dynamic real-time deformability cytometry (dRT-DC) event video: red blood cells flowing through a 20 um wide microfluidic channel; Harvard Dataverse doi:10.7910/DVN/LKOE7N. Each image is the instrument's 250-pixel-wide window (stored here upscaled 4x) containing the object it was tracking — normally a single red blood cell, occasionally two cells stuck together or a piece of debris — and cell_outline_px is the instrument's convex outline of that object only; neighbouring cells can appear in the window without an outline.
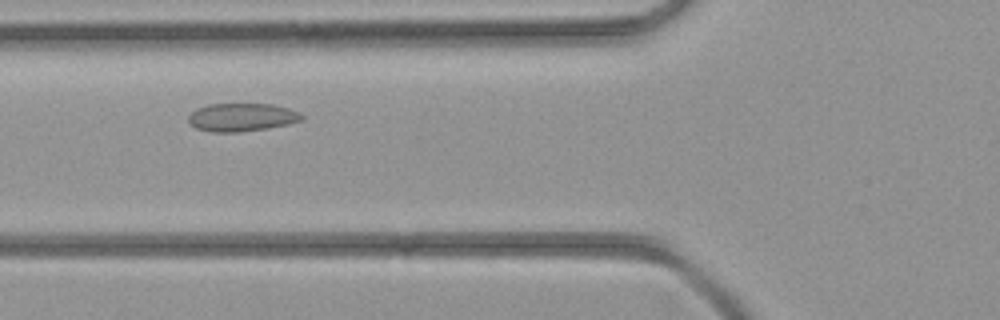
{"species": "common noctule bat (a hibernating species)", "species_latin": "Nyctalus noctula", "temperature_condition": "room temperature", "stored_images_in_passage": 36, "camera_frame_rate_fps": 3000, "um_per_image_px": 0.085, "animal": {"sex": "female", "body_mass_g": 21.9}, "frame": {"image": 1, "passage_image": 9, "time_ms": 2.667, "image_size_px": [1000, 320], "cell_outline_px": [[304, 120], [288, 124], [268, 128], [240, 132], [212, 132], [196, 128], [188, 120], [188, 116], [196, 108], [208, 104], [272, 104], [288, 108], [300, 112], [304, 116]], "centroid_in_image_um": [20.58, 9.96], "position_along_channel_um": 105.2, "area_um2": 18.67}}
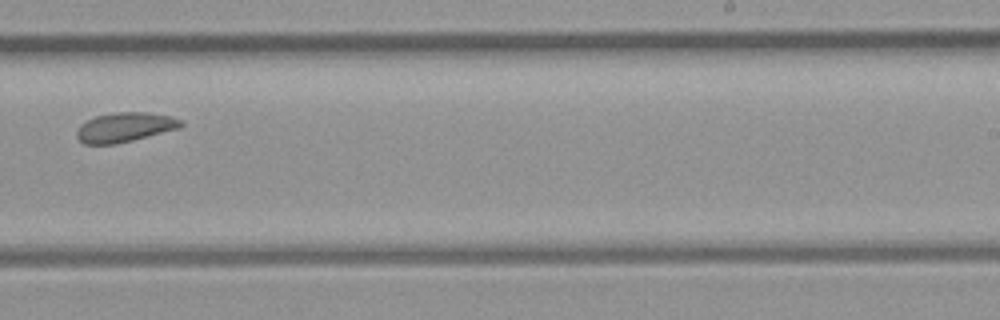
{"frame": {"image": 2, "passage_image": 20, "time_ms": 6.333, "image_size_px": [1000, 320], "cell_outline_px": [[184, 124], [180, 128], [116, 144], [84, 144], [76, 136], [76, 132], [80, 124], [96, 116], [112, 112], [148, 112], [172, 116], [180, 120]], "centroid_in_image_um": [10.61, 10.81], "position_along_channel_um": 278.4, "area_um2": 17.92}}
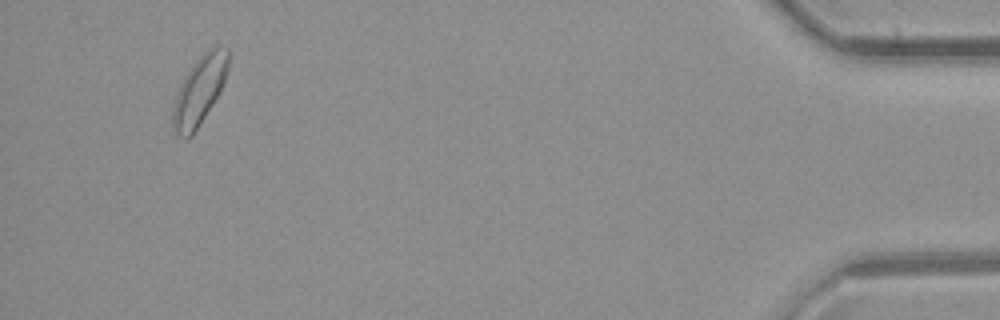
{"frame": {"image": 3, "passage_image": 34, "time_ms": 11.0, "image_size_px": [1000, 320], "cell_outline_px": [[228, 72], [224, 84], [220, 92], [192, 136], [180, 136], [176, 132], [172, 120], [172, 108], [176, 96], [184, 76], [192, 64], [208, 48], [216, 44], [228, 48]], "centroid_in_image_um": [16.98, 7.62], "position_along_channel_um": 418.2, "area_um2": 22.08}}